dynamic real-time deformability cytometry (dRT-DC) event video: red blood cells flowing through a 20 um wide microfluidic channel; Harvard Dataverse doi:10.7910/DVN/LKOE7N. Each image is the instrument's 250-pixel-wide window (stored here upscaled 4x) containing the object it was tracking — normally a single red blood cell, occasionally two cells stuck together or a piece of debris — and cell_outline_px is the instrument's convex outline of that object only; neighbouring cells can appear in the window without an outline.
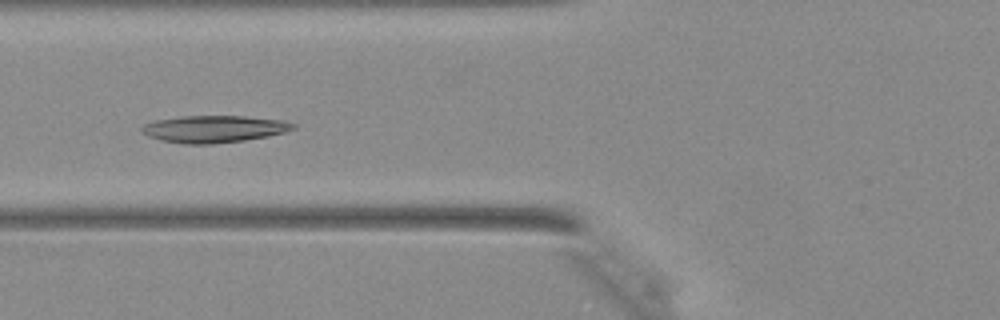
{"species": "Egyptian fruit bat (a non-hibernating species)", "species_latin": "Rousettus aegyptiacus", "temperature_condition": "warm", "stored_images_in_passage": 37, "camera_frame_rate_fps": 3000, "um_per_image_px": 0.085, "animal": {"sex": "female"}, "frame": {"image": 1, "passage_image": 11, "time_ms": 3.333, "image_size_px": [1000, 320], "cell_outline_px": [[296, 128], [284, 132], [268, 136], [244, 140], [212, 144], [184, 144], [160, 140], [148, 136], [140, 132], [140, 128], [144, 124], [156, 120], [184, 116], [244, 116], [284, 120], [296, 124]], "centroid_in_image_um": [18.18, 10.96], "position_along_channel_um": 107.6, "area_um2": 23.93}}
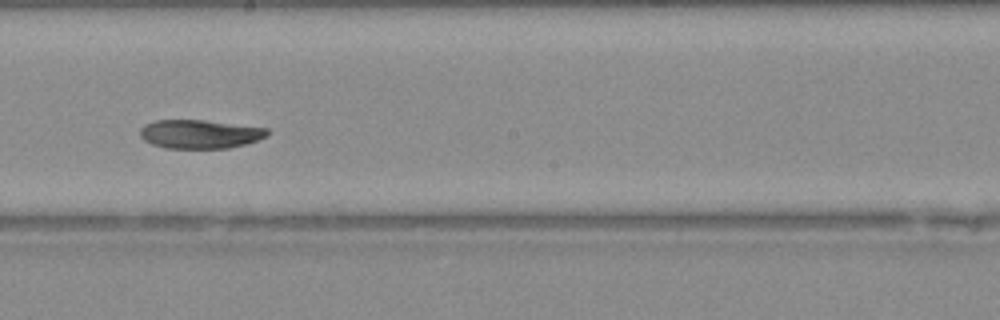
{"frame": {"image": 2, "passage_image": 19, "time_ms": 6.0, "image_size_px": [1000, 320], "cell_outline_px": [[268, 132], [264, 136], [256, 140], [244, 144], [228, 148], [164, 148], [152, 144], [144, 140], [140, 136], [140, 128], [144, 124], [156, 120], [204, 120], [268, 128]], "centroid_in_image_um": [16.93, 11.39], "position_along_channel_um": 231.3, "area_um2": 21.15}}
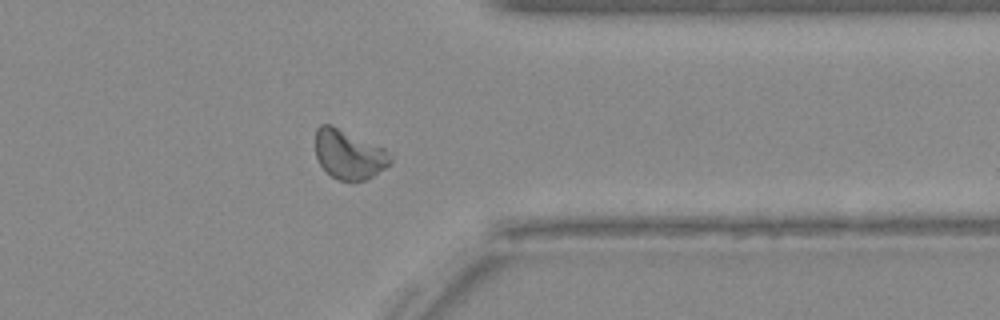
{"frame": {"image": 3, "passage_image": 29, "time_ms": 9.333, "image_size_px": [1000, 320], "cell_outline_px": [[392, 164], [368, 180], [352, 184], [336, 180], [320, 164], [316, 156], [316, 128], [320, 124], [332, 124], [384, 148], [392, 156]], "centroid_in_image_um": [29.69, 13.17], "position_along_channel_um": 381.7, "area_um2": 22.14}}